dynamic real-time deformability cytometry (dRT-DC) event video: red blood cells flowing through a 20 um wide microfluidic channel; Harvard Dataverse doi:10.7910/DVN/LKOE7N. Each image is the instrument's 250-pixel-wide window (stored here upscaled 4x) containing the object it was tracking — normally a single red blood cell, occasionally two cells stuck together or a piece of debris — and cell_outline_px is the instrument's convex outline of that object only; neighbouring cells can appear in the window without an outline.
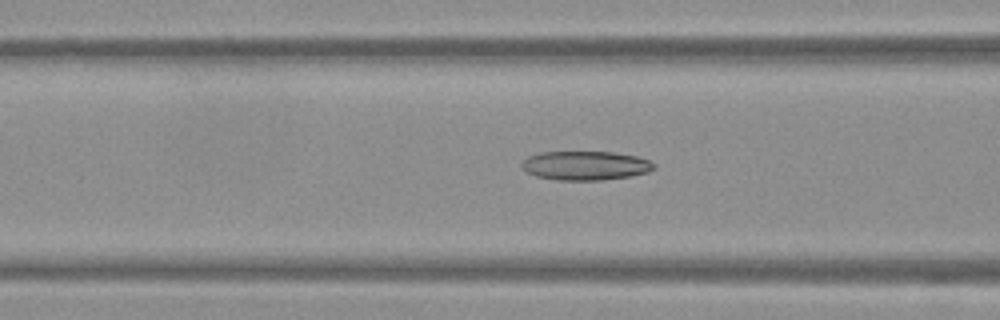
{"species": "Egyptian fruit bat (a non-hibernating species)", "species_latin": "Rousettus aegyptiacus", "temperature_condition": "warm", "stored_images_in_passage": 53, "camera_frame_rate_fps": 3000, "um_per_image_px": 0.085, "frame": {"image": 1, "passage_image": 21, "time_ms": 6.667, "image_size_px": [1000, 320], "cell_outline_px": [[656, 168], [648, 172], [632, 176], [604, 180], [560, 180], [536, 176], [520, 168], [520, 164], [528, 156], [540, 152], [612, 152], [636, 156], [648, 160], [656, 164]], "centroid_in_image_um": [49.77, 14.07], "position_along_channel_um": 116.8, "area_um2": 22.48}}
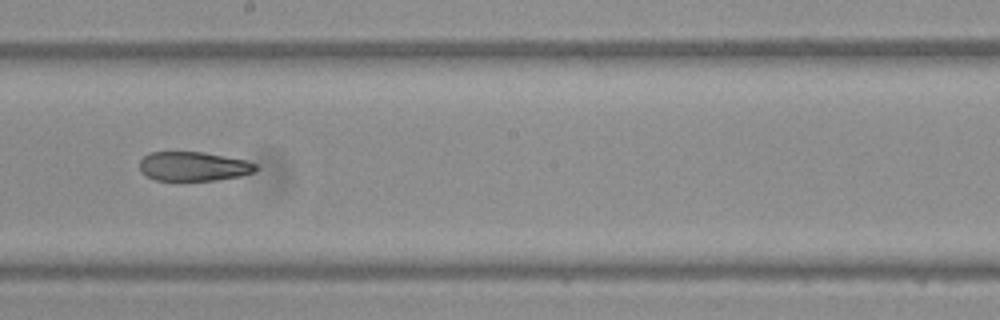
{"frame": {"image": 2, "passage_image": 30, "time_ms": 9.667, "image_size_px": [1000, 320], "cell_outline_px": [[256, 168], [252, 172], [240, 176], [216, 180], [180, 184], [156, 180], [140, 172], [140, 160], [148, 152], [204, 152], [248, 160], [256, 164]], "centroid_in_image_um": [16.4, 14.18], "position_along_channel_um": 231.8, "area_um2": 20.63}}
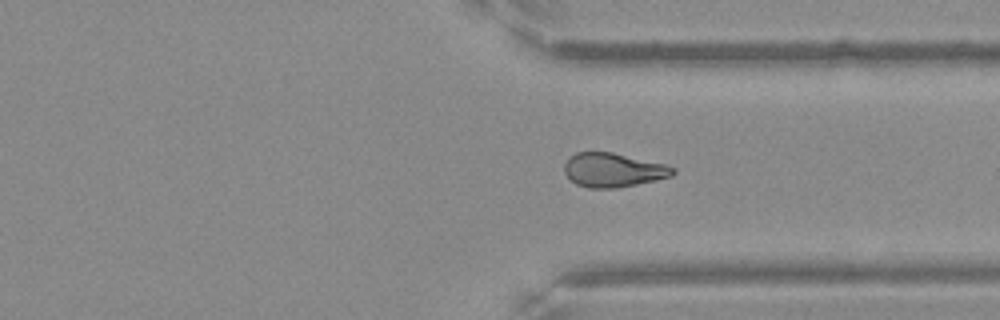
{"frame": {"image": 3, "passage_image": 40, "time_ms": 13.0, "image_size_px": [1000, 320], "cell_outline_px": [[676, 172], [672, 176], [656, 180], [616, 188], [588, 188], [576, 184], [564, 172], [564, 164], [576, 152], [612, 152], [664, 164], [676, 168]], "centroid_in_image_um": [52.13, 14.46], "position_along_channel_um": 359.3, "area_um2": 21.39}, "authors_computed_cell_mechanics": {"area_um2": 22.3686, "velocity_mm_per_s": 3.8257, "shape_relaxation_time_tau1_ms": null, "shape_relaxation_time_tau2_ms": 8.5369, "deformation_change_tau1": null, "deformation_change_tau2": 0.1858}}